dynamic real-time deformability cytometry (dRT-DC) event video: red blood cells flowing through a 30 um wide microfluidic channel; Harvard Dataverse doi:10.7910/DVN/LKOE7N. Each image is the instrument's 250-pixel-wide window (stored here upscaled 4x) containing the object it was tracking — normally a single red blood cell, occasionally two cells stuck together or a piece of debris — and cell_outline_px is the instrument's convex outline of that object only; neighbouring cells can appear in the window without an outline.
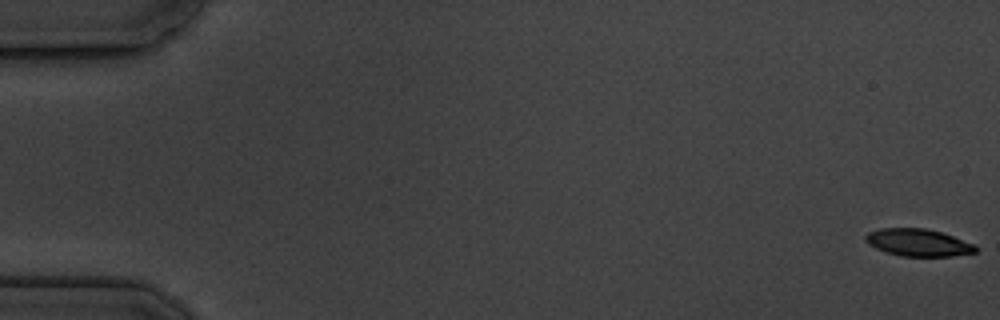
{"species": "common noctule bat (a hibernating species)", "species_latin": "Nyctalus noctula", "temperature_condition": "cold", "stored_images_in_passage": 6, "camera_frame_rate_fps": 3000, "um_per_image_px": 0.085, "animal": {"sex": "male", "body_mass_g": 19.5, "forearm_length_mm": 54.6}, "frame": {"image": 1, "passage_image": 1, "time_ms": 0.0, "image_size_px": [1000, 320], "cell_outline_px": [[976, 252], [952, 256], [900, 256], [884, 252], [868, 244], [864, 240], [864, 236], [868, 232], [880, 228], [924, 228], [940, 232], [976, 244]], "centroid_in_image_um": [78.01, 20.62], "position_along_channel_um": 7.0, "area_um2": 17.57}}
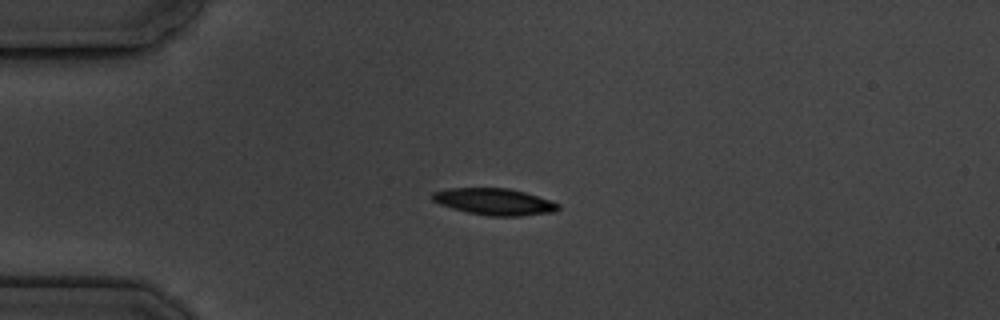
{"frame": {"image": 2, "passage_image": 5, "time_ms": 4.667, "image_size_px": [1000, 320], "cell_outline_px": [[560, 208], [556, 212], [520, 216], [488, 216], [468, 212], [452, 208], [440, 204], [432, 200], [432, 192], [448, 188], [508, 188], [524, 192], [560, 204]], "centroid_in_image_um": [42.02, 17.15], "position_along_channel_um": 43.0, "area_um2": 19.48}}